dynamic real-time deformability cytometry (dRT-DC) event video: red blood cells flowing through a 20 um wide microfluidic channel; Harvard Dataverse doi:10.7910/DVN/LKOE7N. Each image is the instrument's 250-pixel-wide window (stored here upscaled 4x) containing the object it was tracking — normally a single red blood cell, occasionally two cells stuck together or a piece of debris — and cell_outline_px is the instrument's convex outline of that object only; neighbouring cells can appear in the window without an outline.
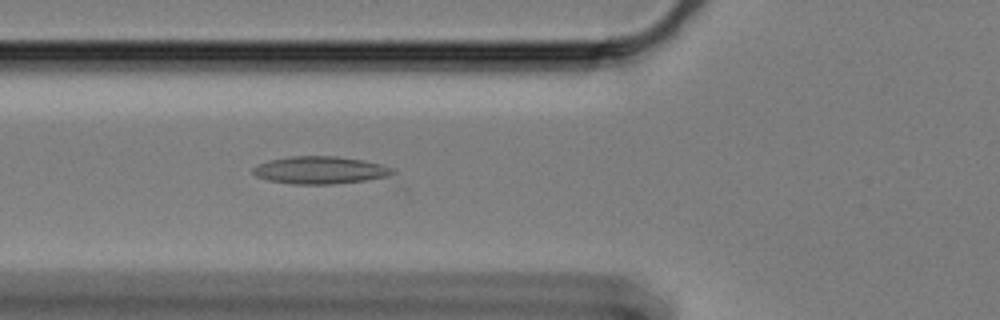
{"species": "Egyptian fruit bat (a non-hibernating species)", "species_latin": "Rousettus aegyptiacus", "temperature_condition": "cold", "stored_images_in_passage": 20, "camera_frame_rate_fps": 3000, "um_per_image_px": 0.085, "animal": {"sex": "female"}, "frame": {"image": 1, "passage_image": 5, "time_ms": 1.333, "image_size_px": [1000, 320], "cell_outline_px": [[404, 188], [396, 192], [292, 184], [268, 180], [256, 176], [252, 172], [252, 168], [268, 160], [288, 156], [336, 156], [364, 160], [380, 164], [392, 168], [396, 172]], "centroid_in_image_um": [28.06, 14.7], "position_along_channel_um": 97.7, "area_um2": 27.98}}
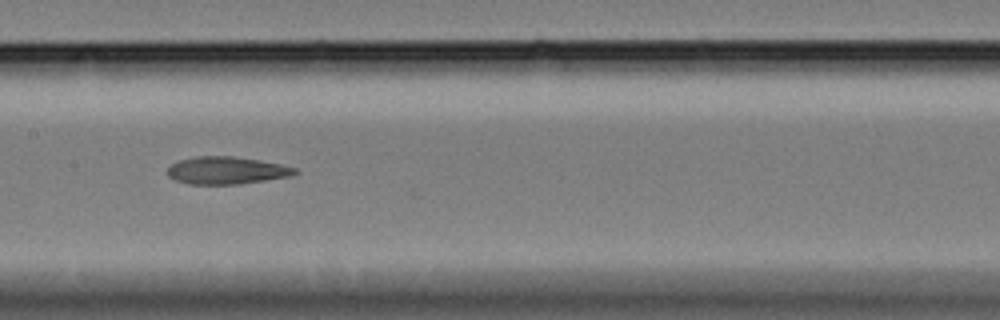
{"frame": {"image": 2, "passage_image": 13, "time_ms": 4.0, "image_size_px": [1000, 320], "cell_outline_px": [[300, 172], [292, 176], [240, 184], [188, 184], [176, 180], [168, 176], [168, 168], [172, 164], [180, 160], [196, 156], [232, 156], [260, 160], [280, 164], [296, 168]], "centroid_in_image_um": [19.29, 14.49], "position_along_channel_um": 188.1, "area_um2": 20.4}}
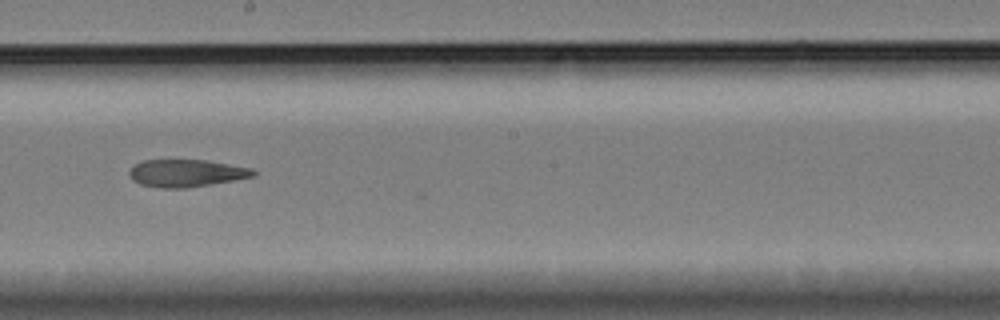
{"frame": {"image": 3, "passage_image": 17, "time_ms": 5.333, "image_size_px": [1000, 320], "cell_outline_px": [[256, 176], [212, 184], [188, 188], [160, 188], [140, 184], [132, 180], [128, 172], [136, 164], [144, 160], [208, 160], [252, 168], [256, 172]], "centroid_in_image_um": [15.86, 14.72], "position_along_channel_um": 232.3, "area_um2": 19.88}}